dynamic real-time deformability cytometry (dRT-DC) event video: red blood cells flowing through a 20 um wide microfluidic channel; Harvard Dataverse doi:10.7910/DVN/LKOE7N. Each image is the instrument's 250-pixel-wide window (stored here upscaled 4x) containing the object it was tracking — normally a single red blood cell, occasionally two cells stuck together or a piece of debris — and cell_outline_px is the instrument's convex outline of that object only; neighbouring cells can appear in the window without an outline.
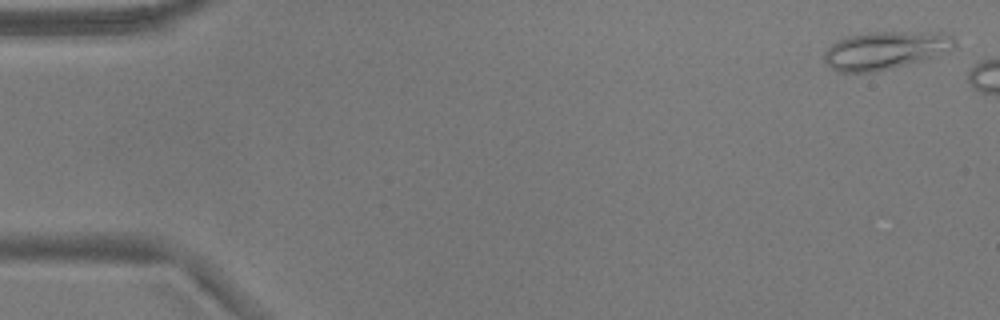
{"species": "common noctule bat (a hibernating species)", "species_latin": "Nyctalus noctula", "temperature_condition": "warm", "stored_images_in_passage": 6, "camera_frame_rate_fps": 3000, "um_per_image_px": 0.085, "animal": {"sex": "male", "body_mass_g": 17.9}, "frame": {"image": 1, "passage_image": 2, "time_ms": 0.333, "image_size_px": [1000, 320], "cell_outline_px": [[956, 48], [936, 56], [924, 60], [872, 72], [840, 72], [832, 68], [824, 60], [824, 52], [836, 40], [848, 36], [868, 32], [940, 32], [956, 36]], "centroid_in_image_um": [75.3, 4.26], "position_along_channel_um": 9.7, "area_um2": 28.96}}